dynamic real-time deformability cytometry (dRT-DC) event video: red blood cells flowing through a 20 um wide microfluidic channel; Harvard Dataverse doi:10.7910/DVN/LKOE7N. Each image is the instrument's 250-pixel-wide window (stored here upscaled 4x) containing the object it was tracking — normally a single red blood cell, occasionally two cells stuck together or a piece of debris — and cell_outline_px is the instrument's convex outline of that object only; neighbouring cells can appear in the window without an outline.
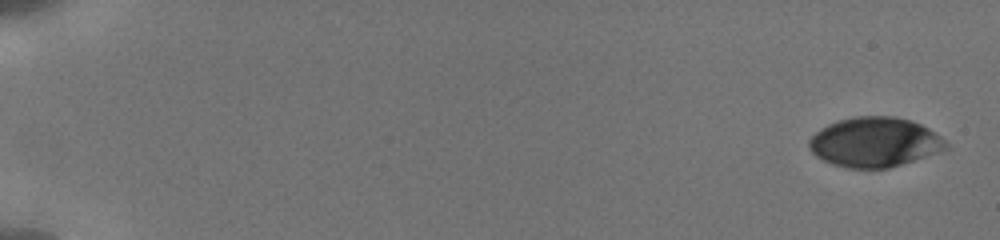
{"species": "human", "species_latin": "Homo sapiens", "temperature_condition": "cold", "stored_images_in_passage": 6, "camera_frame_rate_fps": 3000, "um_per_image_px": 0.085, "donor": {"sex": "male"}, "frame": {"image": 1, "passage_image": 1, "time_ms": 0.0, "image_size_px": [1000, 240], "cell_outline_px": [[948, 148], [888, 168], [848, 168], [832, 164], [816, 156], [808, 148], [808, 140], [820, 128], [836, 120], [852, 116], [896, 116], [912, 120], [936, 132], [948, 144]], "centroid_in_image_um": [74.3, 12.06], "position_along_channel_um": 10.7, "area_um2": 39.59}}
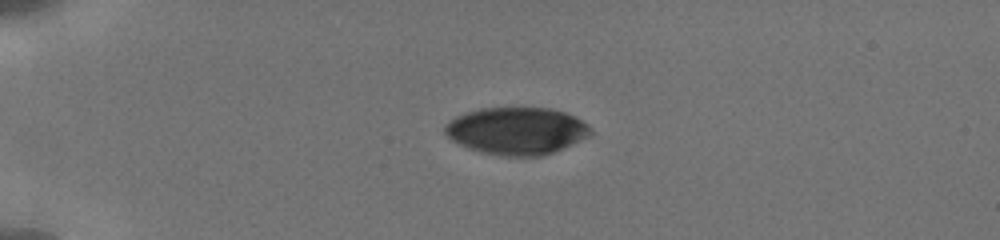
{"frame": {"image": 2, "passage_image": 5, "time_ms": 4.333, "image_size_px": [1000, 240], "cell_outline_px": [[592, 136], [552, 152], [540, 156], [500, 156], [468, 148], [452, 140], [444, 132], [444, 124], [456, 116], [480, 108], [552, 108], [564, 112], [588, 124], [592, 128]], "centroid_in_image_um": [43.93, 11.12], "position_along_channel_um": 41.1, "area_um2": 40.06}}